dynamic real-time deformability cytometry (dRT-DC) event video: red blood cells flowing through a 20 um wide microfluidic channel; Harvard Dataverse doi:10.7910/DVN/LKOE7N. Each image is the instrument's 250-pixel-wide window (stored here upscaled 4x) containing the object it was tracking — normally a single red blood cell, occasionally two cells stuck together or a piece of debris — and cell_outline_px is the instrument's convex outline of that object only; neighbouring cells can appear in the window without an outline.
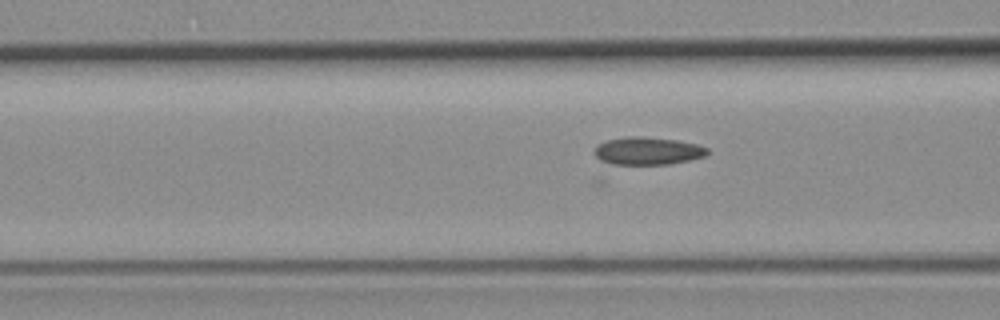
{"species": "common noctule bat (a hibernating species)", "species_latin": "Nyctalus noctula", "temperature_condition": "room temperature", "stored_images_in_passage": 57, "camera_frame_rate_fps": 3000, "um_per_image_px": 0.085, "animal": {"sex": "female", "body_mass_g": 19.3, "forearm_length_mm": 54.1}, "frame": {"image": 1, "passage_image": 23, "time_ms": 7.333, "image_size_px": [1000, 320], "cell_outline_px": [[708, 156], [672, 164], [612, 164], [600, 160], [596, 156], [596, 148], [600, 144], [608, 140], [628, 136], [640, 136], [676, 140], [696, 144], [708, 148]], "centroid_in_image_um": [55.11, 12.83], "position_along_channel_um": 111.5, "area_um2": 18.09}}
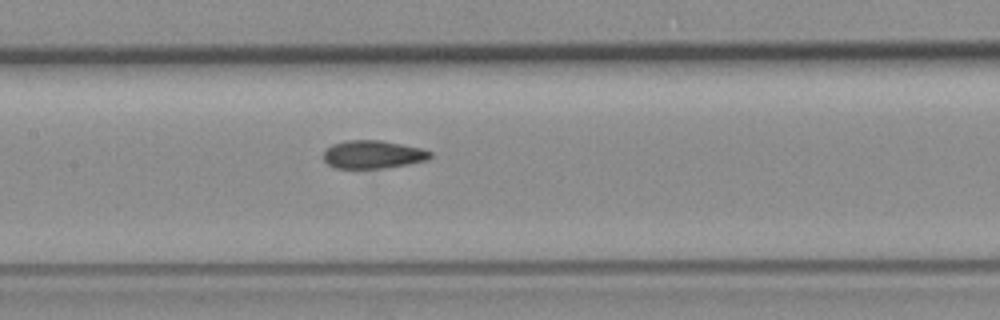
{"frame": {"image": 2, "passage_image": 28, "time_ms": 9.0, "image_size_px": [1000, 320], "cell_outline_px": [[432, 156], [428, 160], [408, 164], [384, 168], [336, 168], [328, 164], [324, 160], [324, 152], [332, 144], [348, 140], [380, 140], [424, 148], [432, 152]], "centroid_in_image_um": [31.74, 13.12], "position_along_channel_um": 175.7, "area_um2": 17.51}}
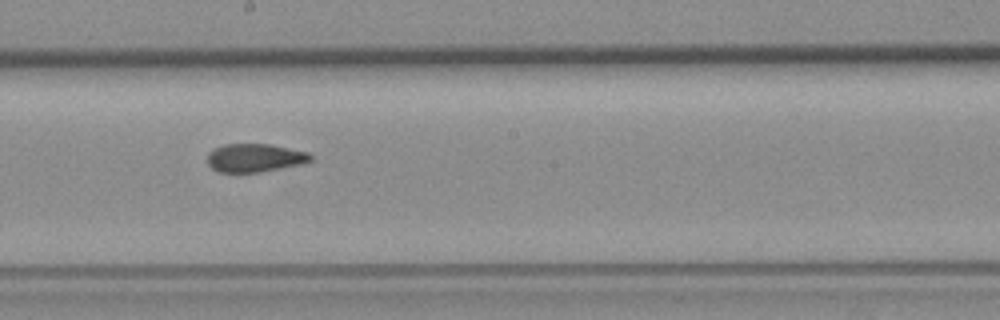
{"frame": {"image": 3, "passage_image": 32, "time_ms": 10.333, "image_size_px": [1000, 320], "cell_outline_px": [[312, 160], [300, 164], [260, 172], [220, 172], [212, 168], [208, 164], [208, 152], [212, 148], [224, 144], [272, 144], [308, 152], [312, 156]], "centroid_in_image_um": [21.64, 13.4], "position_along_channel_um": 226.6, "area_um2": 17.05}}